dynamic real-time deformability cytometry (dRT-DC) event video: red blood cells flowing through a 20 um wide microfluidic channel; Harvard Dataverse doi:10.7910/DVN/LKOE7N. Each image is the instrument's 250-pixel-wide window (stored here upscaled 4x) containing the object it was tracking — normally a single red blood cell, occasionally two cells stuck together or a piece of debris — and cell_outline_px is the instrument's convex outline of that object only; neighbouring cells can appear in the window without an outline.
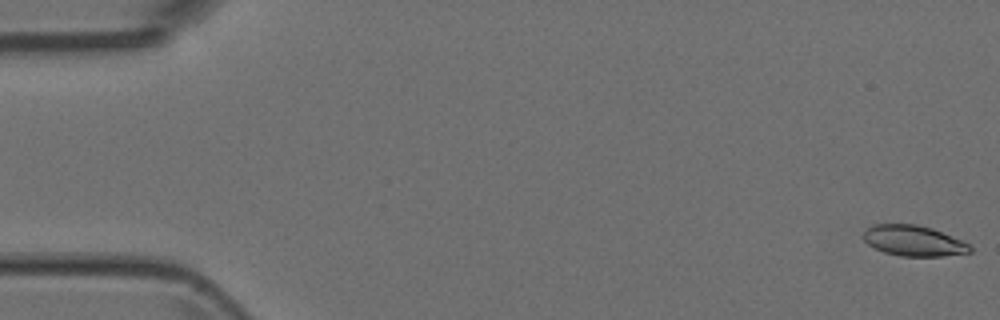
{"species": "Egyptian fruit bat (a non-hibernating species)", "species_latin": "Rousettus aegyptiacus", "temperature_condition": "room temperature", "stored_images_in_passage": 5, "camera_frame_rate_fps": 3000, "um_per_image_px": 0.085, "animal": {"sex": "female"}, "frame": {"image": 1, "passage_image": 1, "time_ms": 0.0, "image_size_px": [1000, 320], "cell_outline_px": [[972, 252], [944, 256], [900, 256], [884, 252], [868, 244], [864, 240], [864, 232], [872, 224], [916, 224], [932, 228], [960, 240], [968, 244], [972, 248]], "centroid_in_image_um": [77.65, 20.46], "position_along_channel_um": 7.3, "area_um2": 18.84}}
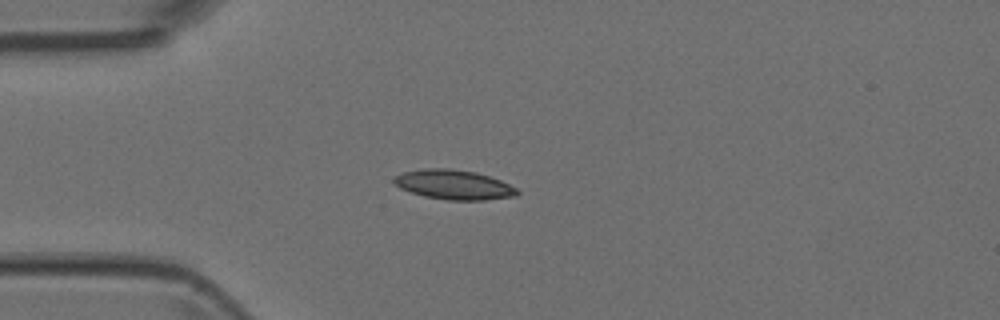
{"frame": {"image": 2, "passage_image": 5, "time_ms": 1.333, "image_size_px": [1000, 320], "cell_outline_px": [[520, 192], [516, 196], [484, 200], [448, 200], [424, 196], [400, 188], [392, 180], [392, 176], [404, 172], [424, 168], [448, 168], [476, 172], [500, 180], [516, 188]], "centroid_in_image_um": [38.56, 15.69], "position_along_channel_um": 46.4, "area_um2": 21.21}}